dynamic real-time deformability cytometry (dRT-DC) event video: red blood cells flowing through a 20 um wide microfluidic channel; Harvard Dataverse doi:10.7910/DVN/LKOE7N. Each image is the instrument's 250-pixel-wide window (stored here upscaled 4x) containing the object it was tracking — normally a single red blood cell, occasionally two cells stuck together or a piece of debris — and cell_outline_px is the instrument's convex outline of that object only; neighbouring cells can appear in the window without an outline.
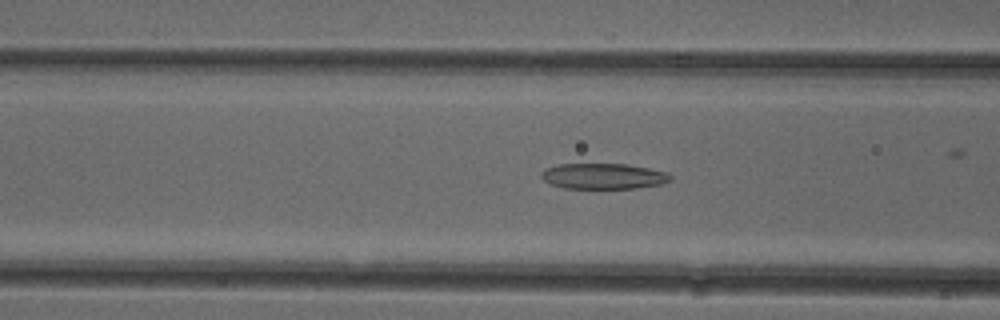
{"species": "common noctule bat (a hibernating species)", "species_latin": "Nyctalus noctula", "temperature_condition": "cold", "stored_images_in_passage": 39, "camera_frame_rate_fps": 3000, "um_per_image_px": 0.085, "animal": {"sex": "female"}, "frame": {"image": 1, "passage_image": 18, "time_ms": 5.667, "image_size_px": [1000, 320], "cell_outline_px": [[672, 180], [660, 184], [636, 188], [564, 188], [548, 184], [540, 176], [540, 172], [544, 168], [556, 164], [628, 164], [668, 172], [672, 176]], "centroid_in_image_um": [51.25, 14.97], "position_along_channel_um": 115.4, "area_um2": 19.54}}
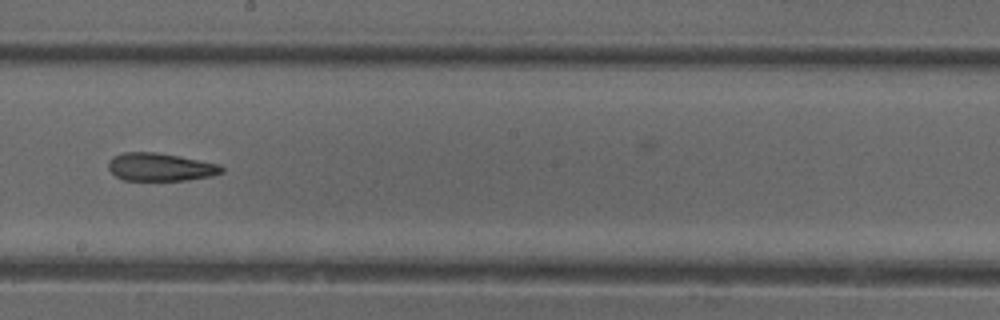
{"frame": {"image": 2, "passage_image": 27, "time_ms": 8.667, "image_size_px": [1000, 320], "cell_outline_px": [[224, 172], [212, 176], [184, 180], [124, 180], [116, 176], [108, 168], [108, 160], [112, 156], [124, 152], [156, 152], [180, 156], [220, 164], [224, 168]], "centroid_in_image_um": [13.63, 14.19], "position_along_channel_um": 234.6, "area_um2": 18.55}}
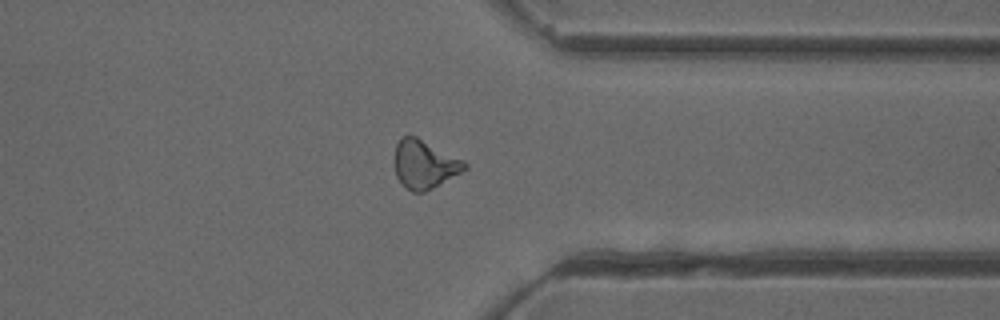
{"frame": {"image": 3, "passage_image": 38, "time_ms": 12.333, "image_size_px": [1000, 320], "cell_outline_px": [[468, 168], [432, 188], [424, 192], [412, 192], [396, 176], [392, 164], [396, 144], [404, 136], [416, 136], [464, 160], [468, 164]], "centroid_in_image_um": [36.06, 13.95], "position_along_channel_um": 375.3, "area_um2": 19.77}}